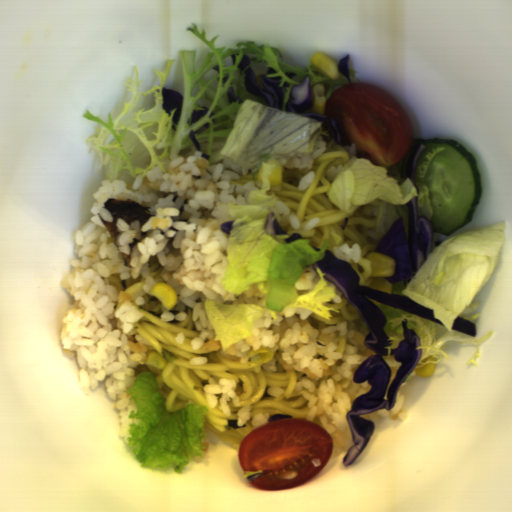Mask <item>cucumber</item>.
<instances>
[{
    "label": "cucumber",
    "mask_w": 512,
    "mask_h": 512,
    "mask_svg": "<svg viewBox=\"0 0 512 512\" xmlns=\"http://www.w3.org/2000/svg\"><path fill=\"white\" fill-rule=\"evenodd\" d=\"M422 143L425 150L415 167V182L426 185L433 213L432 233L454 234L473 220L482 195L478 164L467 148L453 139H415L403 159L400 175L407 178V161Z\"/></svg>",
    "instance_id": "cucumber-1"
}]
</instances>
